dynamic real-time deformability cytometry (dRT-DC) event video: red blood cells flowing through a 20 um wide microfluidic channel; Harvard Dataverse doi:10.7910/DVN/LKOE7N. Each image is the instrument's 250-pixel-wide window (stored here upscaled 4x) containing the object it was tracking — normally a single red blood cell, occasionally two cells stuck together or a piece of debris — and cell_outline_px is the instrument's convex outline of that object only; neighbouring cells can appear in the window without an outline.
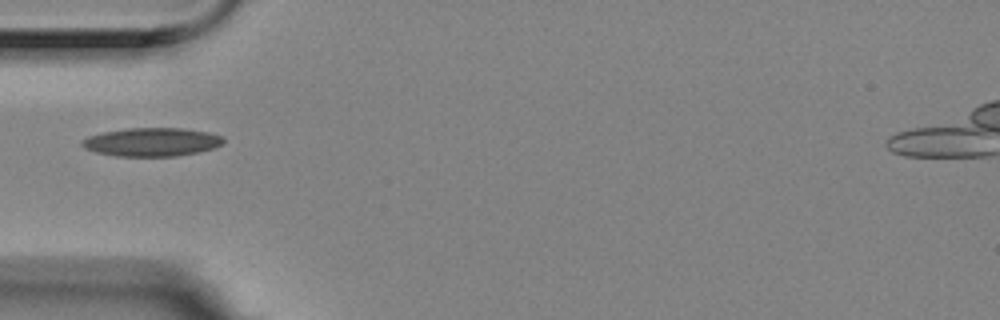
{"species": "Egyptian fruit bat (a non-hibernating species)", "species_latin": "Rousettus aegyptiacus", "temperature_condition": "room temperature", "stored_images_in_passage": 6, "camera_frame_rate_fps": 3000, "um_per_image_px": 0.085, "animal": {"sex": "female"}, "frame": {"image": 1, "passage_image": 4, "time_ms": 1.0, "image_size_px": [1000, 320], "cell_outline_px": [[224, 144], [212, 148], [196, 152], [176, 156], [116, 156], [96, 152], [84, 148], [80, 144], [80, 140], [88, 136], [104, 132], [128, 128], [184, 128], [208, 132], [224, 136]], "centroid_in_image_um": [12.9, 12.06], "position_along_channel_um": 72.1, "area_um2": 23.52}}
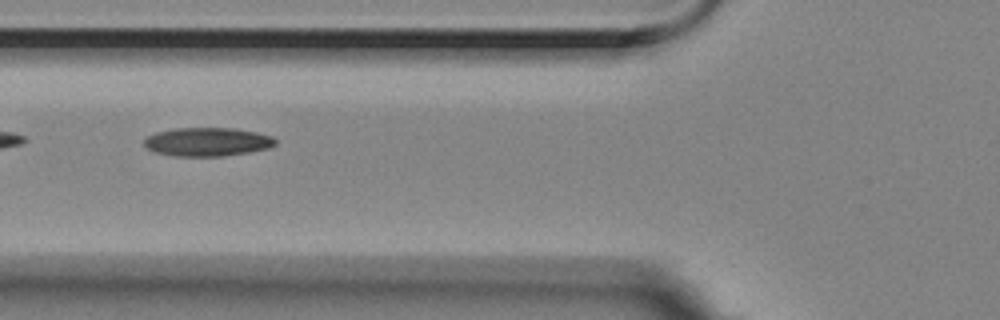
{"frame": {"image": 2, "passage_image": 5, "time_ms": 1.333, "image_size_px": [1000, 320], "cell_outline_px": [[276, 144], [268, 148], [248, 152], [224, 156], [172, 156], [152, 152], [144, 144], [144, 140], [148, 136], [156, 132], [176, 128], [232, 128], [256, 132], [272, 136], [276, 140]], "centroid_in_image_um": [17.61, 12.06], "position_along_channel_um": 108.2, "area_um2": 21.91}}
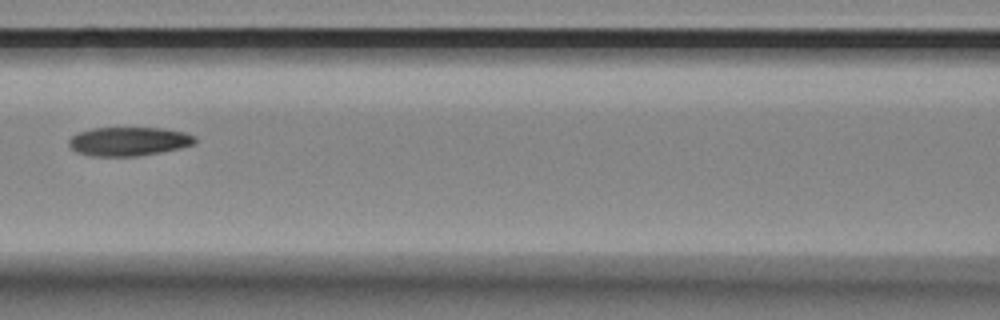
{"frame": {"image": 3, "passage_image": 6, "time_ms": 1.667, "image_size_px": [1000, 320], "cell_outline_px": [[196, 144], [180, 148], [140, 156], [92, 156], [76, 152], [68, 144], [68, 140], [76, 132], [92, 128], [164, 128], [184, 132], [196, 136]], "centroid_in_image_um": [10.94, 12.01], "position_along_channel_um": 155.7, "area_um2": 21.39}}